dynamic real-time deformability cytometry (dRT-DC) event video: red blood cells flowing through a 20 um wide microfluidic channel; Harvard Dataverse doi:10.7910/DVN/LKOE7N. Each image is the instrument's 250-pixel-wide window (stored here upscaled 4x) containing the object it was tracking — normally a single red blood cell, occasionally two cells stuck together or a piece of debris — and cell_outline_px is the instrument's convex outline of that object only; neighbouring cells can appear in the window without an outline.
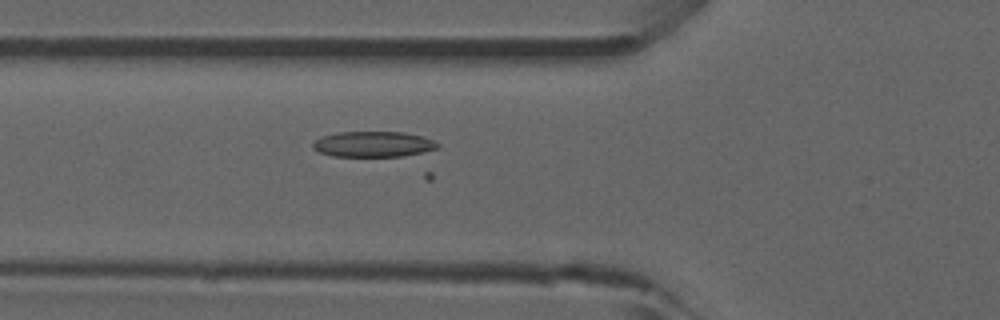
{"species": "common noctule bat (a hibernating species)", "species_latin": "Nyctalus noctula", "temperature_condition": "room temperature", "stored_images_in_passage": 55, "camera_frame_rate_fps": 3000, "um_per_image_px": 0.085, "animal": {"sex": "male", "forearm_length_mm": 52.5}, "frame": {"image": 1, "passage_image": 20, "time_ms": 6.333, "image_size_px": [1000, 320], "cell_outline_px": [[440, 144], [436, 148], [420, 152], [400, 156], [332, 156], [320, 152], [312, 148], [312, 144], [320, 136], [340, 132], [404, 132], [424, 136]], "centroid_in_image_um": [31.69, 12.24], "position_along_channel_um": 94.1, "area_um2": 18.44}}